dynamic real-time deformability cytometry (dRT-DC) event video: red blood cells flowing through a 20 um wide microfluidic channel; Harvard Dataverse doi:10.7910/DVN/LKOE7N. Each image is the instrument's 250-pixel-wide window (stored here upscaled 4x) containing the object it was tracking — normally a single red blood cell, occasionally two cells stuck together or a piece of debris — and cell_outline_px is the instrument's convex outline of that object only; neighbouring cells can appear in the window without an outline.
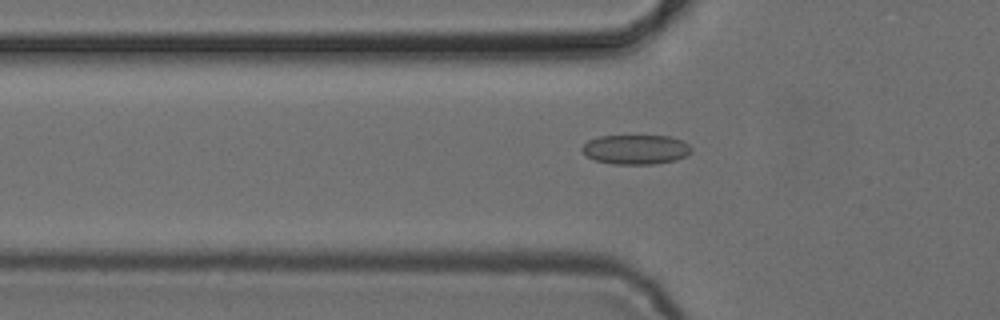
{"species": "common noctule bat (a hibernating species)", "species_latin": "Nyctalus noctula", "temperature_condition": "cold", "stored_images_in_passage": 39, "camera_frame_rate_fps": 3000, "um_per_image_px": 0.085, "animal": {"sex": "female", "body_mass_g": 24.6, "forearm_length_mm": 56.2}, "frame": {"image": 1, "passage_image": 10, "time_ms": 3.0, "image_size_px": [1000, 320], "cell_outline_px": [[692, 152], [676, 160], [652, 164], [612, 164], [596, 160], [588, 156], [580, 148], [588, 140], [600, 136], [672, 136], [688, 144], [692, 148]], "centroid_in_image_um": [54.05, 12.7], "position_along_channel_um": 71.7, "area_um2": 18.73}}
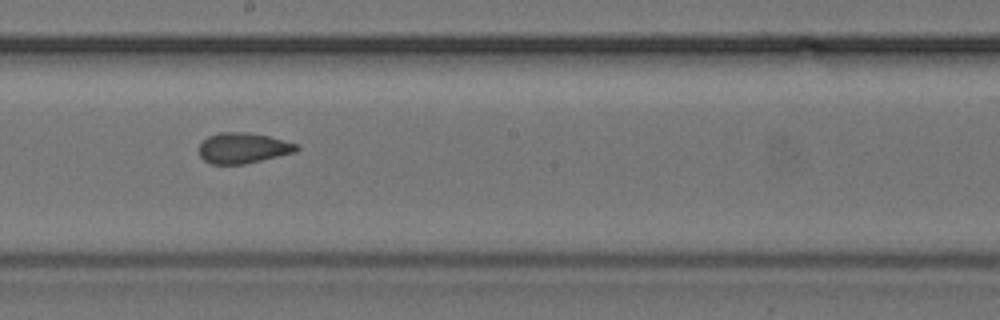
{"frame": {"image": 2, "passage_image": 22, "time_ms": 7.0, "image_size_px": [1000, 320], "cell_outline_px": [[300, 148], [296, 152], [244, 164], [212, 164], [204, 160], [200, 156], [200, 144], [208, 136], [220, 132], [248, 132], [268, 136], [300, 144]], "centroid_in_image_um": [20.69, 12.58], "position_along_channel_um": 227.5, "area_um2": 17.4}}
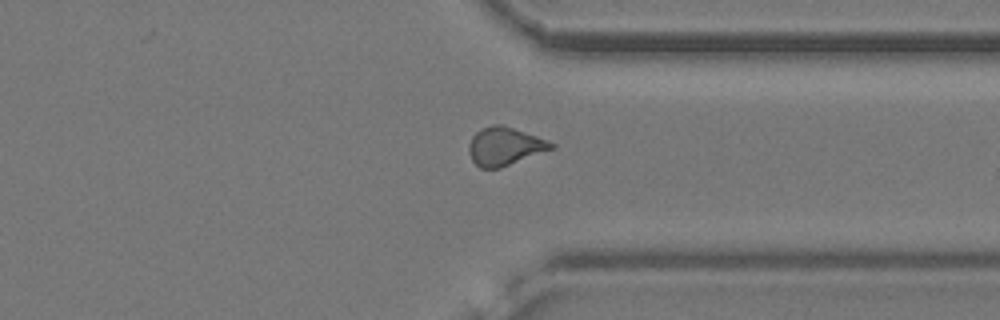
{"frame": {"image": 3, "passage_image": 33, "time_ms": 10.667, "image_size_px": [1000, 320], "cell_outline_px": [[556, 148], [500, 168], [480, 168], [472, 160], [468, 152], [468, 144], [472, 136], [476, 132], [492, 124], [504, 124], [548, 140], [556, 144]], "centroid_in_image_um": [42.92, 12.43], "position_along_channel_um": 368.5, "area_um2": 18.55}, "authors_computed_cell_mechanics": {"area_um2": 17.9758, "velocity_mm_per_s": 3.8625, "shape_relaxation_time_tau1_ms": null, "shape_relaxation_time_tau2_ms": 1.3432, "deformation_change_tau1": null, "deformation_change_tau2": 0.0586}}